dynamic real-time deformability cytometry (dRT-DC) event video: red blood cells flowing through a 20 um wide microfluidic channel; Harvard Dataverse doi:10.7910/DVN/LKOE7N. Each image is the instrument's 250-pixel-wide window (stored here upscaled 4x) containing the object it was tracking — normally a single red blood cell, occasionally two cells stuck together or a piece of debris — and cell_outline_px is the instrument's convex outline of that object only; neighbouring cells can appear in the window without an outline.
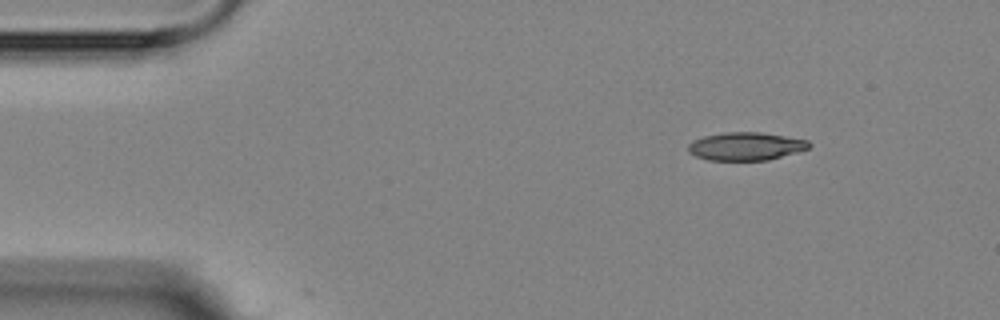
{"species": "Egyptian fruit bat (a non-hibernating species)", "species_latin": "Rousettus aegyptiacus", "temperature_condition": "room temperature", "stored_images_in_passage": 4, "camera_frame_rate_fps": 3000, "um_per_image_px": 0.085, "animal": {"sex": "female"}, "frame": {"image": 1, "passage_image": 1, "time_ms": 0.0, "image_size_px": [1000, 320], "cell_outline_px": [[812, 144], [808, 148], [800, 152], [768, 160], [708, 160], [696, 156], [688, 152], [688, 144], [692, 140], [704, 136], [724, 132], [760, 132], [808, 140]], "centroid_in_image_um": [63.4, 12.43], "position_along_channel_um": 21.6, "area_um2": 19.88}}
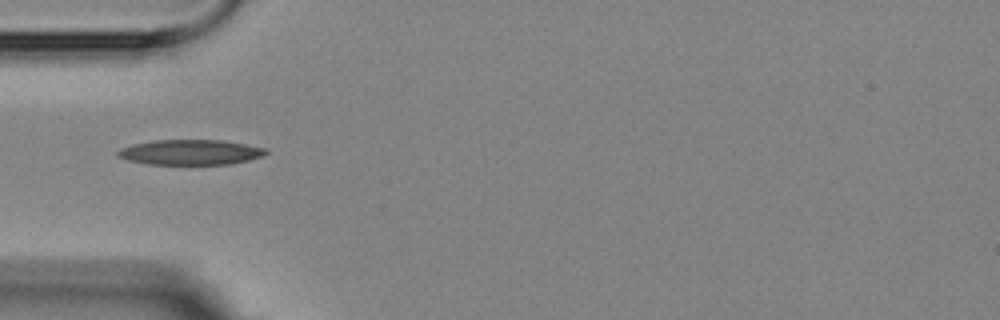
{"frame": {"image": 2, "passage_image": 4, "time_ms": 3.333, "image_size_px": [1000, 320], "cell_outline_px": [[268, 152], [264, 156], [248, 160], [228, 164], [148, 164], [128, 160], [116, 156], [116, 152], [120, 148], [132, 144], [152, 140], [224, 140], [268, 148]], "centroid_in_image_um": [16.19, 12.93], "position_along_channel_um": 68.8, "area_um2": 21.91}}